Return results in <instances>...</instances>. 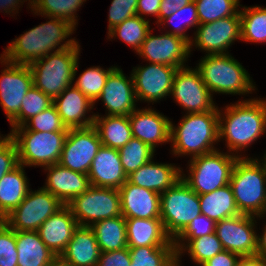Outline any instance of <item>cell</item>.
Instances as JSON below:
<instances>
[{"mask_svg":"<svg viewBox=\"0 0 266 266\" xmlns=\"http://www.w3.org/2000/svg\"><path fill=\"white\" fill-rule=\"evenodd\" d=\"M49 20L15 38V41L13 40L3 51L1 57L11 63L29 65L54 50L55 52L65 50L77 43L75 38L65 41L75 30L73 24L61 18L49 17Z\"/></svg>","mask_w":266,"mask_h":266,"instance_id":"6da1fadb","label":"cell"},{"mask_svg":"<svg viewBox=\"0 0 266 266\" xmlns=\"http://www.w3.org/2000/svg\"><path fill=\"white\" fill-rule=\"evenodd\" d=\"M219 110V140L236 154L266 132V99L238 101ZM223 115V116H222Z\"/></svg>","mask_w":266,"mask_h":266,"instance_id":"7a4b0ae2","label":"cell"},{"mask_svg":"<svg viewBox=\"0 0 266 266\" xmlns=\"http://www.w3.org/2000/svg\"><path fill=\"white\" fill-rule=\"evenodd\" d=\"M170 142L175 155H191V158L215 151L219 142V110L189 113L176 127L170 121ZM183 154V155H182Z\"/></svg>","mask_w":266,"mask_h":266,"instance_id":"3957f363","label":"cell"},{"mask_svg":"<svg viewBox=\"0 0 266 266\" xmlns=\"http://www.w3.org/2000/svg\"><path fill=\"white\" fill-rule=\"evenodd\" d=\"M241 214H266V171L260 160L239 157L229 182Z\"/></svg>","mask_w":266,"mask_h":266,"instance_id":"277c9868","label":"cell"},{"mask_svg":"<svg viewBox=\"0 0 266 266\" xmlns=\"http://www.w3.org/2000/svg\"><path fill=\"white\" fill-rule=\"evenodd\" d=\"M79 54L80 45L77 42L71 48L54 51L29 64L33 85L54 100L72 86L79 66Z\"/></svg>","mask_w":266,"mask_h":266,"instance_id":"5b68a950","label":"cell"},{"mask_svg":"<svg viewBox=\"0 0 266 266\" xmlns=\"http://www.w3.org/2000/svg\"><path fill=\"white\" fill-rule=\"evenodd\" d=\"M196 69L211 94L244 95L255 88L249 73L230 54H206Z\"/></svg>","mask_w":266,"mask_h":266,"instance_id":"8992f818","label":"cell"},{"mask_svg":"<svg viewBox=\"0 0 266 266\" xmlns=\"http://www.w3.org/2000/svg\"><path fill=\"white\" fill-rule=\"evenodd\" d=\"M239 157L242 156L215 150L191 158L190 173L188 177L184 173L181 174V179L198 195L213 192L229 184L234 165Z\"/></svg>","mask_w":266,"mask_h":266,"instance_id":"52a82bcc","label":"cell"},{"mask_svg":"<svg viewBox=\"0 0 266 266\" xmlns=\"http://www.w3.org/2000/svg\"><path fill=\"white\" fill-rule=\"evenodd\" d=\"M67 133L28 131L20 126L9 135L16 143L19 164L45 167L59 163Z\"/></svg>","mask_w":266,"mask_h":266,"instance_id":"ba28073f","label":"cell"},{"mask_svg":"<svg viewBox=\"0 0 266 266\" xmlns=\"http://www.w3.org/2000/svg\"><path fill=\"white\" fill-rule=\"evenodd\" d=\"M160 203V218L172 240L201 215L198 194L182 179L160 194Z\"/></svg>","mask_w":266,"mask_h":266,"instance_id":"9c48e42d","label":"cell"},{"mask_svg":"<svg viewBox=\"0 0 266 266\" xmlns=\"http://www.w3.org/2000/svg\"><path fill=\"white\" fill-rule=\"evenodd\" d=\"M67 206L79 226L91 227L95 222L122 216L119 189L91 186Z\"/></svg>","mask_w":266,"mask_h":266,"instance_id":"30bf717a","label":"cell"},{"mask_svg":"<svg viewBox=\"0 0 266 266\" xmlns=\"http://www.w3.org/2000/svg\"><path fill=\"white\" fill-rule=\"evenodd\" d=\"M64 204L41 187L28 192L24 200L3 221L15 231H37Z\"/></svg>","mask_w":266,"mask_h":266,"instance_id":"8fae6325","label":"cell"},{"mask_svg":"<svg viewBox=\"0 0 266 266\" xmlns=\"http://www.w3.org/2000/svg\"><path fill=\"white\" fill-rule=\"evenodd\" d=\"M101 146L102 142L94 126L70 128L59 164L73 171L88 174L92 161Z\"/></svg>","mask_w":266,"mask_h":266,"instance_id":"7c38bea8","label":"cell"},{"mask_svg":"<svg viewBox=\"0 0 266 266\" xmlns=\"http://www.w3.org/2000/svg\"><path fill=\"white\" fill-rule=\"evenodd\" d=\"M174 100L189 113H203L216 106L213 97L199 71L195 68H178L172 85Z\"/></svg>","mask_w":266,"mask_h":266,"instance_id":"4fadbf2b","label":"cell"},{"mask_svg":"<svg viewBox=\"0 0 266 266\" xmlns=\"http://www.w3.org/2000/svg\"><path fill=\"white\" fill-rule=\"evenodd\" d=\"M256 216L239 214L216 222L215 234L224 250L240 256L257 254Z\"/></svg>","mask_w":266,"mask_h":266,"instance_id":"5bb4252c","label":"cell"},{"mask_svg":"<svg viewBox=\"0 0 266 266\" xmlns=\"http://www.w3.org/2000/svg\"><path fill=\"white\" fill-rule=\"evenodd\" d=\"M0 61L6 67L0 75V105L11 122L19 114L24 96L33 86V76L28 65L8 62L1 56Z\"/></svg>","mask_w":266,"mask_h":266,"instance_id":"9a60e30c","label":"cell"},{"mask_svg":"<svg viewBox=\"0 0 266 266\" xmlns=\"http://www.w3.org/2000/svg\"><path fill=\"white\" fill-rule=\"evenodd\" d=\"M193 45L205 50L208 55L228 54L227 49L235 40H241L240 15H233L214 22L200 24L196 27ZM194 43V44H193Z\"/></svg>","mask_w":266,"mask_h":266,"instance_id":"2e32d148","label":"cell"},{"mask_svg":"<svg viewBox=\"0 0 266 266\" xmlns=\"http://www.w3.org/2000/svg\"><path fill=\"white\" fill-rule=\"evenodd\" d=\"M190 53V43L187 40L169 33L154 36L151 30L137 52L149 63L176 68L185 67L184 63Z\"/></svg>","mask_w":266,"mask_h":266,"instance_id":"e0dca14e","label":"cell"},{"mask_svg":"<svg viewBox=\"0 0 266 266\" xmlns=\"http://www.w3.org/2000/svg\"><path fill=\"white\" fill-rule=\"evenodd\" d=\"M177 69L176 67L156 63L135 67L131 76L136 99L154 103L169 96Z\"/></svg>","mask_w":266,"mask_h":266,"instance_id":"ac0fdd59","label":"cell"},{"mask_svg":"<svg viewBox=\"0 0 266 266\" xmlns=\"http://www.w3.org/2000/svg\"><path fill=\"white\" fill-rule=\"evenodd\" d=\"M97 100L106 106V115L129 116L136 110L137 102L132 76H125L122 69L115 67L108 75L106 84Z\"/></svg>","mask_w":266,"mask_h":266,"instance_id":"d6986e66","label":"cell"},{"mask_svg":"<svg viewBox=\"0 0 266 266\" xmlns=\"http://www.w3.org/2000/svg\"><path fill=\"white\" fill-rule=\"evenodd\" d=\"M128 118L133 137L153 150L158 144L170 141V120L154 109H136Z\"/></svg>","mask_w":266,"mask_h":266,"instance_id":"ffe728a7","label":"cell"},{"mask_svg":"<svg viewBox=\"0 0 266 266\" xmlns=\"http://www.w3.org/2000/svg\"><path fill=\"white\" fill-rule=\"evenodd\" d=\"M44 170H48V175L43 188L64 205L69 204L76 196L82 195L91 187L88 174L65 168L59 163L45 166Z\"/></svg>","mask_w":266,"mask_h":266,"instance_id":"44dd1931","label":"cell"},{"mask_svg":"<svg viewBox=\"0 0 266 266\" xmlns=\"http://www.w3.org/2000/svg\"><path fill=\"white\" fill-rule=\"evenodd\" d=\"M121 212L125 219L160 218V194L130 183L119 188Z\"/></svg>","mask_w":266,"mask_h":266,"instance_id":"7402d4cb","label":"cell"},{"mask_svg":"<svg viewBox=\"0 0 266 266\" xmlns=\"http://www.w3.org/2000/svg\"><path fill=\"white\" fill-rule=\"evenodd\" d=\"M58 114L66 128H86L93 126L95 115L85 117L93 109L94 103L74 85L67 87L53 100Z\"/></svg>","mask_w":266,"mask_h":266,"instance_id":"603a6c76","label":"cell"},{"mask_svg":"<svg viewBox=\"0 0 266 266\" xmlns=\"http://www.w3.org/2000/svg\"><path fill=\"white\" fill-rule=\"evenodd\" d=\"M91 186L119 189L126 175L117 149L102 145L92 161L88 172Z\"/></svg>","mask_w":266,"mask_h":266,"instance_id":"cb8c5ba5","label":"cell"},{"mask_svg":"<svg viewBox=\"0 0 266 266\" xmlns=\"http://www.w3.org/2000/svg\"><path fill=\"white\" fill-rule=\"evenodd\" d=\"M78 226L70 208L64 205L55 214L51 215L39 227L37 232L43 243L59 257L72 239L73 232Z\"/></svg>","mask_w":266,"mask_h":266,"instance_id":"d4e9b609","label":"cell"},{"mask_svg":"<svg viewBox=\"0 0 266 266\" xmlns=\"http://www.w3.org/2000/svg\"><path fill=\"white\" fill-rule=\"evenodd\" d=\"M148 161L136 171L128 175L127 180L139 187L162 194L181 179V168L173 164Z\"/></svg>","mask_w":266,"mask_h":266,"instance_id":"484cf974","label":"cell"},{"mask_svg":"<svg viewBox=\"0 0 266 266\" xmlns=\"http://www.w3.org/2000/svg\"><path fill=\"white\" fill-rule=\"evenodd\" d=\"M100 253L93 229L78 226L59 258L73 266H97Z\"/></svg>","mask_w":266,"mask_h":266,"instance_id":"4316f807","label":"cell"},{"mask_svg":"<svg viewBox=\"0 0 266 266\" xmlns=\"http://www.w3.org/2000/svg\"><path fill=\"white\" fill-rule=\"evenodd\" d=\"M128 248L144 246H175L165 232L161 218L125 219Z\"/></svg>","mask_w":266,"mask_h":266,"instance_id":"83f0119b","label":"cell"},{"mask_svg":"<svg viewBox=\"0 0 266 266\" xmlns=\"http://www.w3.org/2000/svg\"><path fill=\"white\" fill-rule=\"evenodd\" d=\"M18 266H49L58 257L43 243L37 231H15Z\"/></svg>","mask_w":266,"mask_h":266,"instance_id":"f1b7e54d","label":"cell"},{"mask_svg":"<svg viewBox=\"0 0 266 266\" xmlns=\"http://www.w3.org/2000/svg\"><path fill=\"white\" fill-rule=\"evenodd\" d=\"M24 167L18 164L0 179V220H3L16 209L31 190Z\"/></svg>","mask_w":266,"mask_h":266,"instance_id":"f546056e","label":"cell"},{"mask_svg":"<svg viewBox=\"0 0 266 266\" xmlns=\"http://www.w3.org/2000/svg\"><path fill=\"white\" fill-rule=\"evenodd\" d=\"M198 196L201 214L215 222L241 214L230 184Z\"/></svg>","mask_w":266,"mask_h":266,"instance_id":"4dcf8cb0","label":"cell"},{"mask_svg":"<svg viewBox=\"0 0 266 266\" xmlns=\"http://www.w3.org/2000/svg\"><path fill=\"white\" fill-rule=\"evenodd\" d=\"M94 115L93 126L99 134L102 145L119 150L133 137L128 116Z\"/></svg>","mask_w":266,"mask_h":266,"instance_id":"1f68e13d","label":"cell"},{"mask_svg":"<svg viewBox=\"0 0 266 266\" xmlns=\"http://www.w3.org/2000/svg\"><path fill=\"white\" fill-rule=\"evenodd\" d=\"M93 229L101 252L127 248L126 223L123 216H116L95 222Z\"/></svg>","mask_w":266,"mask_h":266,"instance_id":"d6a6232c","label":"cell"},{"mask_svg":"<svg viewBox=\"0 0 266 266\" xmlns=\"http://www.w3.org/2000/svg\"><path fill=\"white\" fill-rule=\"evenodd\" d=\"M184 241L187 243L182 242L176 248L177 266H180L179 261L181 260H179V257L184 253L183 251L187 250L188 254L191 256L190 258L201 266L207 260L224 250L221 241L218 239L215 232L209 235H204L203 237Z\"/></svg>","mask_w":266,"mask_h":266,"instance_id":"836d02e7","label":"cell"},{"mask_svg":"<svg viewBox=\"0 0 266 266\" xmlns=\"http://www.w3.org/2000/svg\"><path fill=\"white\" fill-rule=\"evenodd\" d=\"M133 266H177L175 246L129 248Z\"/></svg>","mask_w":266,"mask_h":266,"instance_id":"e575fe53","label":"cell"},{"mask_svg":"<svg viewBox=\"0 0 266 266\" xmlns=\"http://www.w3.org/2000/svg\"><path fill=\"white\" fill-rule=\"evenodd\" d=\"M241 40L266 43V7H245L240 10Z\"/></svg>","mask_w":266,"mask_h":266,"instance_id":"d590c367","label":"cell"},{"mask_svg":"<svg viewBox=\"0 0 266 266\" xmlns=\"http://www.w3.org/2000/svg\"><path fill=\"white\" fill-rule=\"evenodd\" d=\"M29 8L38 15L65 19L76 27V11L86 0H28Z\"/></svg>","mask_w":266,"mask_h":266,"instance_id":"8d00e7d4","label":"cell"},{"mask_svg":"<svg viewBox=\"0 0 266 266\" xmlns=\"http://www.w3.org/2000/svg\"><path fill=\"white\" fill-rule=\"evenodd\" d=\"M149 22V20L136 15L111 29L108 32V38L113 39V37L118 36L122 41L134 48L137 53L150 31Z\"/></svg>","mask_w":266,"mask_h":266,"instance_id":"74e56055","label":"cell"},{"mask_svg":"<svg viewBox=\"0 0 266 266\" xmlns=\"http://www.w3.org/2000/svg\"><path fill=\"white\" fill-rule=\"evenodd\" d=\"M120 161L126 175L153 159L155 150L141 140L132 137L130 141L118 150Z\"/></svg>","mask_w":266,"mask_h":266,"instance_id":"f35d334b","label":"cell"},{"mask_svg":"<svg viewBox=\"0 0 266 266\" xmlns=\"http://www.w3.org/2000/svg\"><path fill=\"white\" fill-rule=\"evenodd\" d=\"M194 2L197 7L199 25L240 15L239 0H194Z\"/></svg>","mask_w":266,"mask_h":266,"instance_id":"ab89813d","label":"cell"},{"mask_svg":"<svg viewBox=\"0 0 266 266\" xmlns=\"http://www.w3.org/2000/svg\"><path fill=\"white\" fill-rule=\"evenodd\" d=\"M52 104L53 100L33 85L22 100L19 114L10 122L11 130L23 126L29 119Z\"/></svg>","mask_w":266,"mask_h":266,"instance_id":"60d3db41","label":"cell"},{"mask_svg":"<svg viewBox=\"0 0 266 266\" xmlns=\"http://www.w3.org/2000/svg\"><path fill=\"white\" fill-rule=\"evenodd\" d=\"M114 68L115 66L105 70L100 66L90 67L79 75L74 86L95 104L106 84L109 73Z\"/></svg>","mask_w":266,"mask_h":266,"instance_id":"b9f144b4","label":"cell"},{"mask_svg":"<svg viewBox=\"0 0 266 266\" xmlns=\"http://www.w3.org/2000/svg\"><path fill=\"white\" fill-rule=\"evenodd\" d=\"M23 127L35 132H68L54 104L29 119Z\"/></svg>","mask_w":266,"mask_h":266,"instance_id":"7bdbcfd3","label":"cell"},{"mask_svg":"<svg viewBox=\"0 0 266 266\" xmlns=\"http://www.w3.org/2000/svg\"><path fill=\"white\" fill-rule=\"evenodd\" d=\"M186 14L189 15V18L186 19L185 23L183 22L184 25L175 24V23H177L176 21H178L183 15H186ZM165 22L175 25L173 30L171 29V31H169V32L167 31L166 33L173 34L175 36H179V37L187 40L189 43H191V39H190L191 37H188L189 35H186L187 28H191L192 26L193 27L199 26L197 7H196L194 0L192 2H190L189 4L185 5L184 7L178 9L174 14H171L168 18H165L160 23V25H163V24L166 25Z\"/></svg>","mask_w":266,"mask_h":266,"instance_id":"ee69618b","label":"cell"},{"mask_svg":"<svg viewBox=\"0 0 266 266\" xmlns=\"http://www.w3.org/2000/svg\"><path fill=\"white\" fill-rule=\"evenodd\" d=\"M15 230L0 221V266H18Z\"/></svg>","mask_w":266,"mask_h":266,"instance_id":"f6af8a7d","label":"cell"},{"mask_svg":"<svg viewBox=\"0 0 266 266\" xmlns=\"http://www.w3.org/2000/svg\"><path fill=\"white\" fill-rule=\"evenodd\" d=\"M216 222L205 215H199L173 240L175 249L184 241L203 237L215 232Z\"/></svg>","mask_w":266,"mask_h":266,"instance_id":"bcb514c9","label":"cell"},{"mask_svg":"<svg viewBox=\"0 0 266 266\" xmlns=\"http://www.w3.org/2000/svg\"><path fill=\"white\" fill-rule=\"evenodd\" d=\"M138 0H112L109 8L108 32L126 19L137 15Z\"/></svg>","mask_w":266,"mask_h":266,"instance_id":"7dc6e473","label":"cell"},{"mask_svg":"<svg viewBox=\"0 0 266 266\" xmlns=\"http://www.w3.org/2000/svg\"><path fill=\"white\" fill-rule=\"evenodd\" d=\"M18 164V149L14 139L9 134L0 136V179Z\"/></svg>","mask_w":266,"mask_h":266,"instance_id":"c3c4849f","label":"cell"},{"mask_svg":"<svg viewBox=\"0 0 266 266\" xmlns=\"http://www.w3.org/2000/svg\"><path fill=\"white\" fill-rule=\"evenodd\" d=\"M131 258L129 248L101 252L97 266H129Z\"/></svg>","mask_w":266,"mask_h":266,"instance_id":"681fc988","label":"cell"},{"mask_svg":"<svg viewBox=\"0 0 266 266\" xmlns=\"http://www.w3.org/2000/svg\"><path fill=\"white\" fill-rule=\"evenodd\" d=\"M240 257L241 256L236 253L223 250L201 266H237Z\"/></svg>","mask_w":266,"mask_h":266,"instance_id":"f907efd6","label":"cell"},{"mask_svg":"<svg viewBox=\"0 0 266 266\" xmlns=\"http://www.w3.org/2000/svg\"><path fill=\"white\" fill-rule=\"evenodd\" d=\"M193 0H161L159 9V24L168 18L171 14H174L178 9L189 4Z\"/></svg>","mask_w":266,"mask_h":266,"instance_id":"816d5d0a","label":"cell"},{"mask_svg":"<svg viewBox=\"0 0 266 266\" xmlns=\"http://www.w3.org/2000/svg\"><path fill=\"white\" fill-rule=\"evenodd\" d=\"M161 0H138L137 15L144 18V15H155L159 24V9ZM143 15V17H142Z\"/></svg>","mask_w":266,"mask_h":266,"instance_id":"f5cc1de1","label":"cell"},{"mask_svg":"<svg viewBox=\"0 0 266 266\" xmlns=\"http://www.w3.org/2000/svg\"><path fill=\"white\" fill-rule=\"evenodd\" d=\"M237 266H266V259L260 255L241 256Z\"/></svg>","mask_w":266,"mask_h":266,"instance_id":"db71d44e","label":"cell"},{"mask_svg":"<svg viewBox=\"0 0 266 266\" xmlns=\"http://www.w3.org/2000/svg\"><path fill=\"white\" fill-rule=\"evenodd\" d=\"M23 2H25V0H23V1L22 0H0V9L1 10L3 9V11H5V13H12V12L17 13V11H15V10H17L19 5Z\"/></svg>","mask_w":266,"mask_h":266,"instance_id":"11a10c76","label":"cell"},{"mask_svg":"<svg viewBox=\"0 0 266 266\" xmlns=\"http://www.w3.org/2000/svg\"><path fill=\"white\" fill-rule=\"evenodd\" d=\"M262 231H264L263 234L261 236L258 235L257 255H260L266 259V227Z\"/></svg>","mask_w":266,"mask_h":266,"instance_id":"9f6ffc18","label":"cell"},{"mask_svg":"<svg viewBox=\"0 0 266 266\" xmlns=\"http://www.w3.org/2000/svg\"><path fill=\"white\" fill-rule=\"evenodd\" d=\"M56 266H73V265H70L66 262H64L63 260H61L59 257L56 259Z\"/></svg>","mask_w":266,"mask_h":266,"instance_id":"6f0895ef","label":"cell"},{"mask_svg":"<svg viewBox=\"0 0 266 266\" xmlns=\"http://www.w3.org/2000/svg\"><path fill=\"white\" fill-rule=\"evenodd\" d=\"M263 158H264V160L262 159L260 161H262V164H263V166L265 168V171H266V154H265V156Z\"/></svg>","mask_w":266,"mask_h":266,"instance_id":"680465c9","label":"cell"},{"mask_svg":"<svg viewBox=\"0 0 266 266\" xmlns=\"http://www.w3.org/2000/svg\"><path fill=\"white\" fill-rule=\"evenodd\" d=\"M49 266H56V260Z\"/></svg>","mask_w":266,"mask_h":266,"instance_id":"91938a15","label":"cell"}]
</instances>
